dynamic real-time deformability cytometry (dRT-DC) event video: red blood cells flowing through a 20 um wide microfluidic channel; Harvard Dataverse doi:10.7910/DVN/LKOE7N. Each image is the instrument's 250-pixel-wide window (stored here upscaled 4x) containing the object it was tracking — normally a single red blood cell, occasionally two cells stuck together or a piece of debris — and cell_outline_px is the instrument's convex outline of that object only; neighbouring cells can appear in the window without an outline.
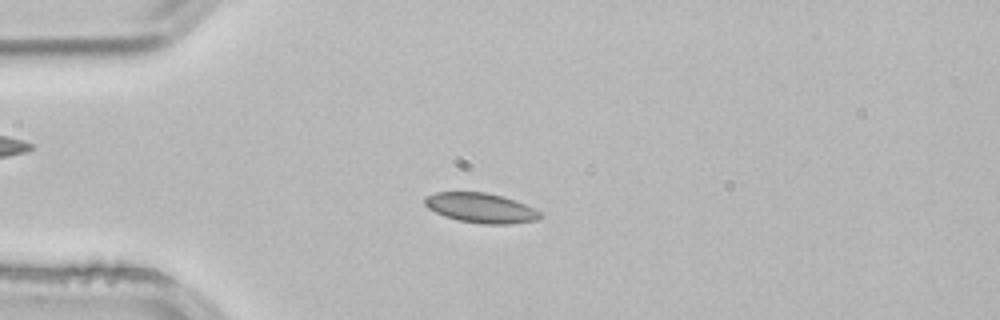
{"species": "common noctule bat (a hibernating species)", "species_latin": "Nyctalus noctula", "temperature_condition": "room temperature", "stored_images_in_passage": 3, "camera_frame_rate_fps": 3000, "um_per_image_px": 0.085, "animal": {"sex": "male", "body_mass_g": 21.5, "forearm_length_mm": 52.0}, "frame": {"image": 1, "passage_image": 3, "time_ms": 0.667, "image_size_px": [1000, 320], "cell_outline_px": [[544, 216], [536, 220], [508, 224], [484, 224], [460, 220], [444, 216], [428, 208], [424, 204], [424, 196], [436, 192], [484, 192], [504, 196], [516, 200], [540, 212]], "centroid_in_image_um": [40.86, 17.66], "position_along_channel_um": 44.1, "area_um2": 20.0}}